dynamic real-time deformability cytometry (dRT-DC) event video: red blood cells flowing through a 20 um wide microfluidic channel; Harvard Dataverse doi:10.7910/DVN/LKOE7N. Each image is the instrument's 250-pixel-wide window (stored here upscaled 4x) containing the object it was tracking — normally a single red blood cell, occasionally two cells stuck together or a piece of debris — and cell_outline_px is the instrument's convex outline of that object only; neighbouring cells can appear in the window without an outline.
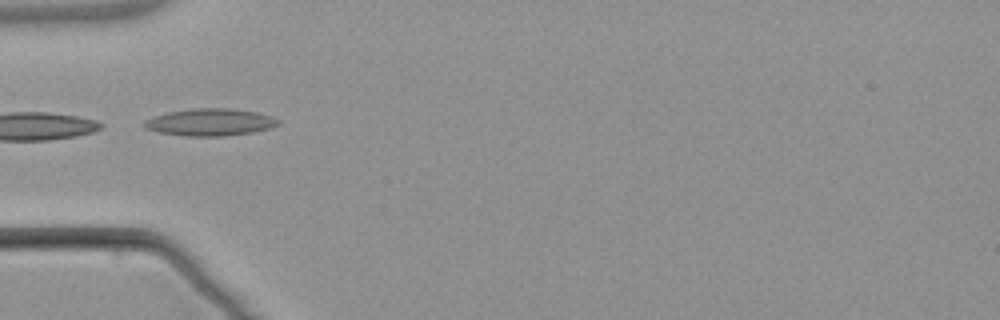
{"species": "common noctule bat (a hibernating species)", "species_latin": "Nyctalus noctula", "temperature_condition": "warm", "stored_images_in_passage": 5, "camera_frame_rate_fps": 3000, "um_per_image_px": 0.085, "animal": {"sex": "male", "body_mass_g": 21.5, "forearm_length_mm": 52.0}, "frame": {"image": 1, "passage_image": 5, "time_ms": 5.0, "image_size_px": [1000, 320], "cell_outline_px": [[280, 124], [272, 128], [252, 132], [224, 136], [184, 136], [156, 132], [144, 128], [140, 124], [144, 120], [168, 112], [192, 108], [232, 108], [256, 112], [272, 116], [280, 120]], "centroid_in_image_um": [17.85, 10.39], "position_along_channel_um": 67.2, "area_um2": 21.5}}